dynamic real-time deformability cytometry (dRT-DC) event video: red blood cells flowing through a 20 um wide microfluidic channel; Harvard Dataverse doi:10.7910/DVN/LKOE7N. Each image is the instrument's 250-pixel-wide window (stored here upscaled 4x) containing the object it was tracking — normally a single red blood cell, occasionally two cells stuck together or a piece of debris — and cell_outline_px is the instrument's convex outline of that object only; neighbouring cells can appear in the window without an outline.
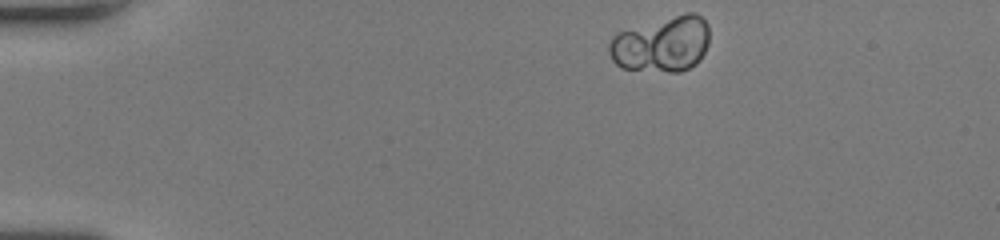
{"species": "human", "species_latin": "Homo sapiens", "temperature_condition": "room temperature", "stored_images_in_passage": 44, "camera_frame_rate_fps": 3000, "um_per_image_px": 0.085, "donor": {"sex": "female"}, "frame": {"image": 1, "passage_image": 1, "time_ms": 0.0, "image_size_px": [1000, 240], "cell_outline_px": [[708, 44], [700, 60], [696, 64], [680, 72], [668, 72], [624, 68], [616, 64], [612, 60], [608, 52], [608, 44], [612, 36], [620, 32], [688, 12], [696, 12], [708, 24]], "centroid_in_image_um": [56.26, 3.78], "position_along_channel_um": 28.7, "area_um2": 32.19}}
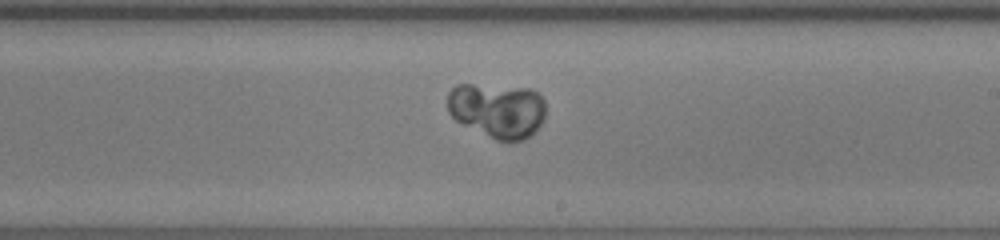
{"frame": {"image": 2, "passage_image": 24, "time_ms": 7.667, "image_size_px": [1000, 240], "cell_outline_px": [[544, 120], [524, 140], [496, 140], [456, 120], [448, 112], [448, 92], [456, 84], [472, 84], [532, 88], [544, 100]], "centroid_in_image_um": [42.26, 9.34], "position_along_channel_um": 246.7, "area_um2": 31.15}}
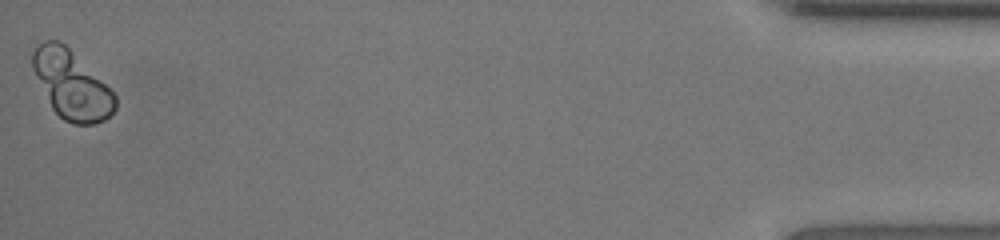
{"frame": {"image": 3, "passage_image": 44, "time_ms": 14.333, "image_size_px": [1000, 240], "cell_outline_px": [[116, 108], [104, 120], [92, 124], [72, 124], [64, 120], [52, 108], [32, 68], [32, 52], [44, 40], [60, 40], [116, 96]], "centroid_in_image_um": [6.05, 7.22], "position_along_channel_um": 429.1, "area_um2": 31.91}}